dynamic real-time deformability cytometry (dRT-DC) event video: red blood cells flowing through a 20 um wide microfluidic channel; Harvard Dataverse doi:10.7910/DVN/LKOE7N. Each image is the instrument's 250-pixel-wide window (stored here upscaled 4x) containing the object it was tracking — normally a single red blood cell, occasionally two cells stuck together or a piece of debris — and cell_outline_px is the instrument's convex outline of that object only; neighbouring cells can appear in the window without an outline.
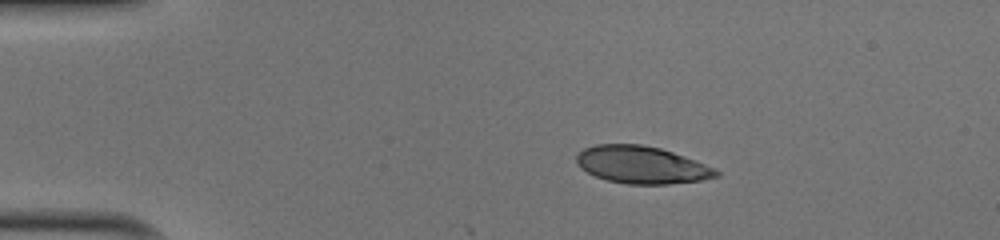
{"species": "human", "species_latin": "Homo sapiens", "temperature_condition": "cold", "stored_images_in_passage": 42, "camera_frame_rate_fps": 3000, "um_per_image_px": 0.085, "donor": {"sex": "male"}, "frame": {"image": 1, "passage_image": 1, "time_ms": 0.0, "image_size_px": [1000, 240], "cell_outline_px": [[720, 176], [700, 180], [668, 184], [628, 184], [608, 180], [596, 176], [580, 168], [576, 160], [576, 156], [584, 148], [596, 144], [640, 144], [660, 148], [672, 152], [716, 168], [720, 172]], "centroid_in_image_um": [54.55, 14.01], "position_along_channel_um": 30.5, "area_um2": 30.23}}
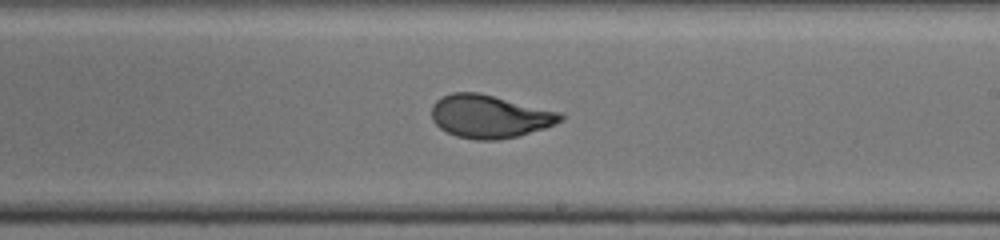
{"frame": {"image": 2, "passage_image": 22, "time_ms": 7.0, "image_size_px": [1000, 240], "cell_outline_px": [[564, 120], [544, 128], [520, 136], [496, 140], [476, 140], [456, 136], [440, 128], [432, 120], [432, 104], [436, 100], [452, 92], [480, 92], [560, 112], [564, 116]], "centroid_in_image_um": [41.62, 9.89], "position_along_channel_um": 247.4, "area_um2": 32.43}}
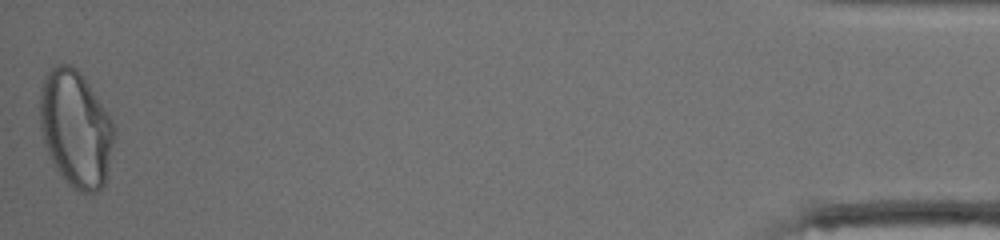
{"frame": {"image": 3, "passage_image": 42, "time_ms": 13.667, "image_size_px": [1000, 240], "cell_outline_px": [[116, 132], [108, 176], [104, 184], [96, 192], [84, 196], [72, 188], [64, 180], [56, 168], [48, 152], [40, 128], [40, 88], [44, 76], [56, 64], [68, 64], [76, 68], [80, 72], [104, 108], [116, 128]], "centroid_in_image_um": [6.45, 10.99], "position_along_channel_um": 428.7, "area_um2": 50.81}, "authors_computed_cell_mechanics": {"area_um2": 32.4258, "velocity_mm_per_s": 4.0461, "shape_relaxation_time_tau1_ms": 4.3264, "shape_relaxation_time_tau2_ms": 0.5787, "deformation_change_tau1": 0.175, "deformation_change_tau2": 0.0534}}